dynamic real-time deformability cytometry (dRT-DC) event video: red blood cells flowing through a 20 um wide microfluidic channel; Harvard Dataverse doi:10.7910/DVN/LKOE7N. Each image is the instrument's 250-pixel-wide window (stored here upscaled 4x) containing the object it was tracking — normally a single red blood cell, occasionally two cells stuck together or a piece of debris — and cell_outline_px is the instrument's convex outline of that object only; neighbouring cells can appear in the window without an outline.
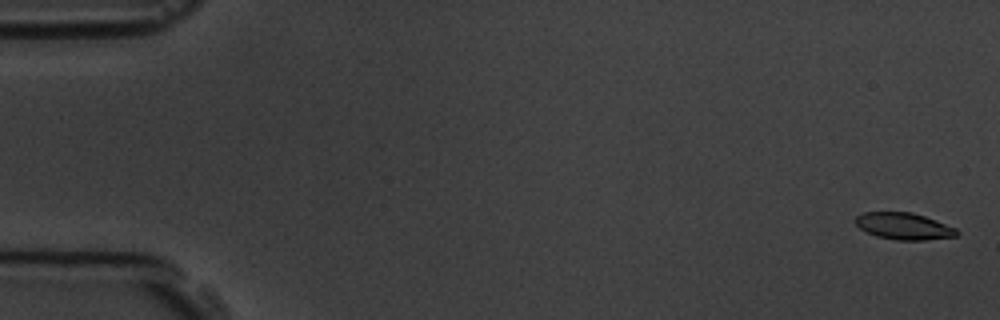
{"species": "common noctule bat (a hibernating species)", "species_latin": "Nyctalus noctula", "temperature_condition": "room temperature", "stored_images_in_passage": 7, "camera_frame_rate_fps": 3000, "um_per_image_px": 0.085, "animal": {"sex": "male", "body_mass_g": 19.5, "forearm_length_mm": 54.6}, "frame": {"image": 1, "passage_image": 1, "time_ms": 0.0, "image_size_px": [1000, 320], "cell_outline_px": [[960, 232], [956, 236], [924, 240], [896, 240], [876, 236], [860, 228], [852, 220], [856, 216], [864, 212], [912, 212], [936, 220], [956, 228]], "centroid_in_image_um": [76.81, 19.22], "position_along_channel_um": 8.2, "area_um2": 15.84}}
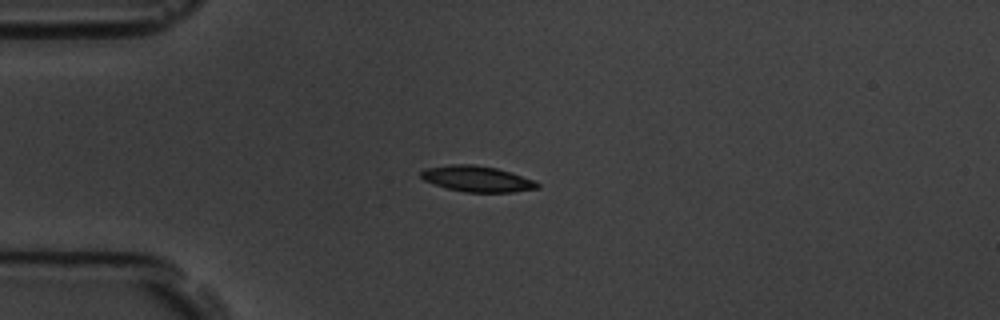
{"frame": {"image": 2, "passage_image": 5, "time_ms": 4.333, "image_size_px": [1000, 320], "cell_outline_px": [[540, 188], [512, 192], [464, 192], [448, 188], [424, 180], [420, 176], [420, 172], [424, 168], [452, 164], [472, 164], [496, 168], [512, 172], [536, 180], [540, 184]], "centroid_in_image_um": [40.59, 15.19], "position_along_channel_um": 44.4, "area_um2": 17.63}}
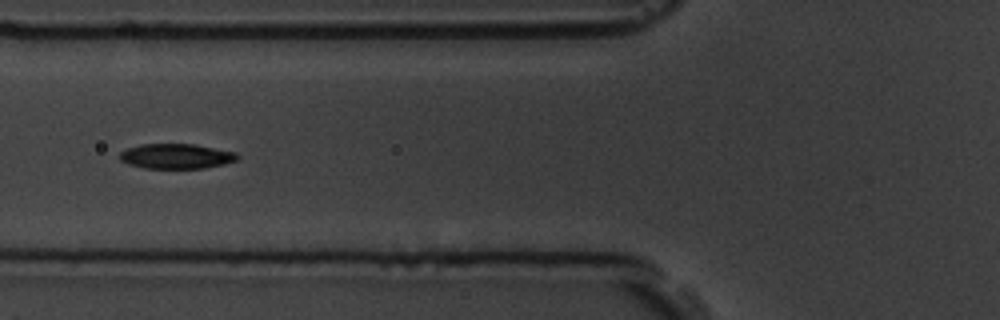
{"frame": {"image": 3, "passage_image": 7, "time_ms": 6.667, "image_size_px": [1000, 320], "cell_outline_px": [[240, 156], [236, 160], [224, 164], [204, 168], [144, 168], [128, 164], [120, 160], [120, 152], [128, 148], [140, 144], [192, 144], [236, 152]], "centroid_in_image_um": [14.98, 13.28], "position_along_channel_um": 110.8, "area_um2": 17.05}}